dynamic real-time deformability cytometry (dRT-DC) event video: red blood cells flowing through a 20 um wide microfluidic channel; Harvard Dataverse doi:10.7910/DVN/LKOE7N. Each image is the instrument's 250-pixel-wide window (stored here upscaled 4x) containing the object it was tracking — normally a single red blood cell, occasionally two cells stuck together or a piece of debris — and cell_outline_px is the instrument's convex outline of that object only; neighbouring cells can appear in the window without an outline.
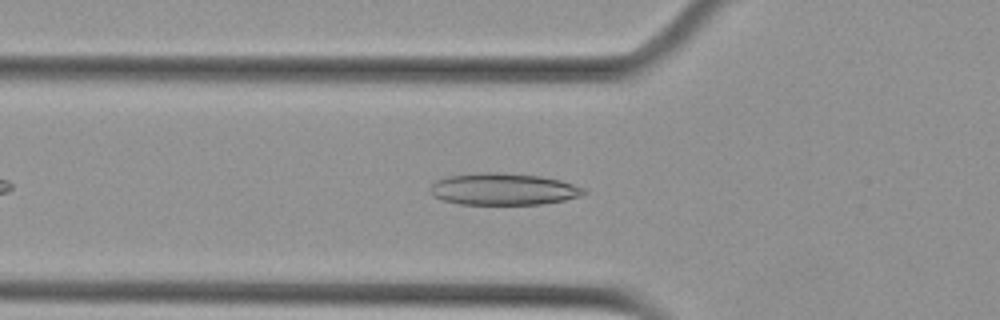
{"species": "Egyptian fruit bat (a non-hibernating species)", "species_latin": "Rousettus aegyptiacus", "temperature_condition": "cold", "stored_images_in_passage": 45, "camera_frame_rate_fps": 3000, "um_per_image_px": 0.085, "animal": {"sex": "female"}, "frame": {"image": 1, "passage_image": 8, "time_ms": 2.333, "image_size_px": [1000, 320], "cell_outline_px": [[588, 192], [580, 196], [564, 200], [540, 204], [460, 204], [444, 200], [432, 196], [432, 184], [436, 180], [448, 176], [476, 172], [500, 172], [540, 176], [560, 180], [584, 188]], "centroid_in_image_um": [42.79, 16.07], "position_along_channel_um": 83.0, "area_um2": 28.44}}
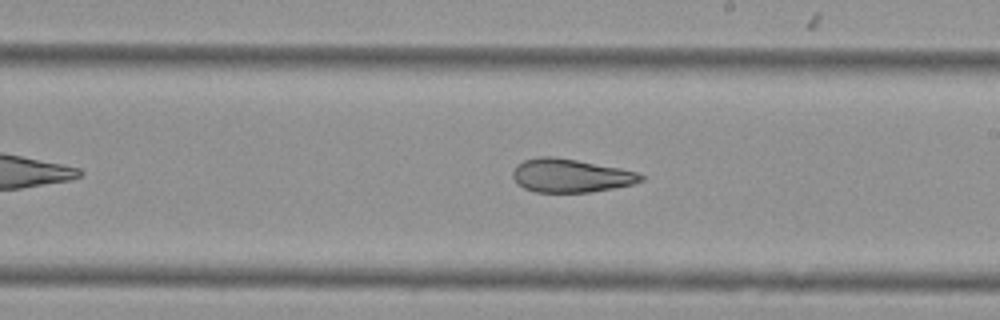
{"frame": {"image": 2, "passage_image": 21, "time_ms": 6.667, "image_size_px": [1000, 320], "cell_outline_px": [[644, 180], [632, 184], [612, 188], [588, 192], [536, 192], [524, 188], [516, 184], [512, 176], [512, 172], [516, 164], [524, 160], [540, 156], [552, 156], [576, 160], [620, 168], [636, 172], [644, 176]], "centroid_in_image_um": [48.45, 14.92], "position_along_channel_um": 240.5, "area_um2": 24.91}}
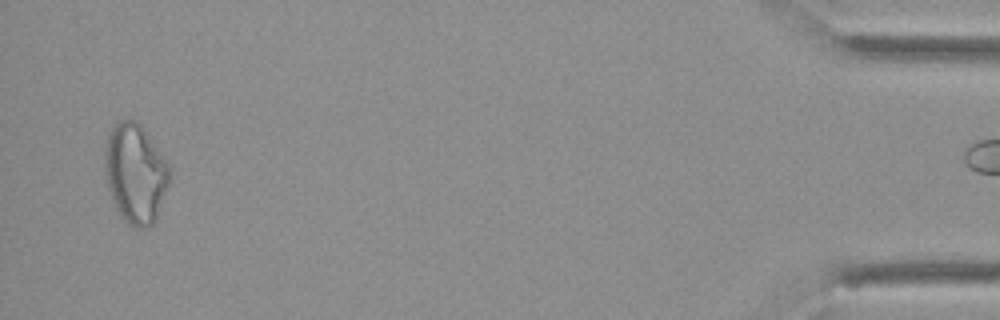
{"frame": {"image": 3, "passage_image": 43, "time_ms": 14.0, "image_size_px": [1000, 320], "cell_outline_px": [[168, 184], [156, 220], [152, 224], [144, 228], [136, 228], [128, 224], [120, 216], [112, 200], [108, 188], [104, 164], [104, 152], [108, 136], [112, 128], [120, 120], [128, 116], [136, 120], [140, 124], [168, 160]], "centroid_in_image_um": [11.49, 14.72], "position_along_channel_um": 423.7, "area_um2": 37.63}, "authors_computed_cell_mechanics": {"area_um2": 27.9752, "velocity_mm_per_s": 3.6254, "shape_relaxation_time_tau1_ms": null, "shape_relaxation_time_tau2_ms": 2.7403, "deformation_change_tau1": null, "deformation_change_tau2": 0.0914}}